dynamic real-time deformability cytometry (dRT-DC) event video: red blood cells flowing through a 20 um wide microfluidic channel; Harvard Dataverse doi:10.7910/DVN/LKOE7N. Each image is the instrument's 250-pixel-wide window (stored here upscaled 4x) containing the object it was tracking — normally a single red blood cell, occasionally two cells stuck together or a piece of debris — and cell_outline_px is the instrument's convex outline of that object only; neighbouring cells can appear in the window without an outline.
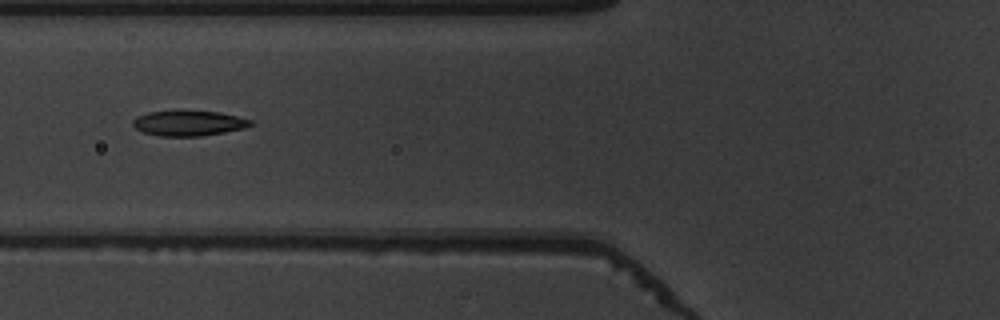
{"species": "common noctule bat (a hibernating species)", "species_latin": "Nyctalus noctula", "temperature_condition": "warm", "stored_images_in_passage": 40, "camera_frame_rate_fps": 3000, "um_per_image_px": 0.085, "animal": {"sex": "male", "body_mass_g": 19.5, "forearm_length_mm": 54.6}, "frame": {"image": 1, "passage_image": 9, "time_ms": 2.667, "image_size_px": [1000, 320], "cell_outline_px": [[252, 124], [244, 128], [224, 132], [200, 136], [160, 136], [144, 132], [136, 128], [132, 124], [132, 120], [136, 116], [148, 112], [220, 112], [252, 120]], "centroid_in_image_um": [16.02, 10.48], "position_along_channel_um": 109.8, "area_um2": 16.88}}
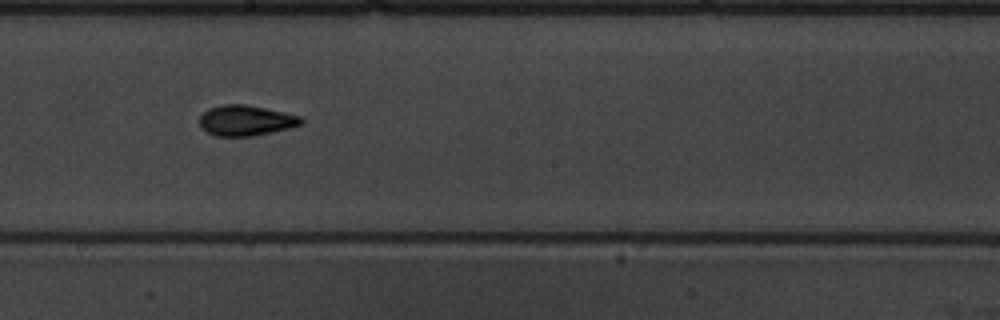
{"frame": {"image": 2, "passage_image": 18, "time_ms": 5.667, "image_size_px": [1000, 320], "cell_outline_px": [[304, 124], [288, 128], [252, 136], [216, 136], [208, 132], [200, 124], [200, 116], [208, 108], [224, 104], [244, 104], [284, 112], [300, 116], [304, 120]], "centroid_in_image_um": [20.91, 10.23], "position_along_channel_um": 227.3, "area_um2": 17.86}}
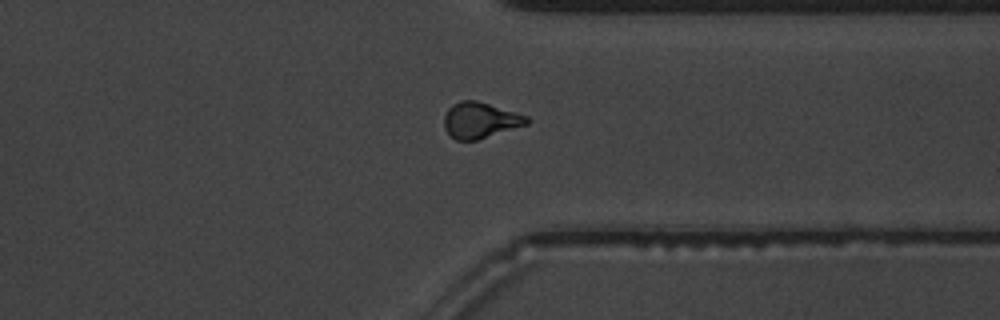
{"frame": {"image": 3, "passage_image": 29, "time_ms": 9.333, "image_size_px": [1000, 320], "cell_outline_px": [[532, 120], [528, 124], [476, 140], [456, 140], [444, 128], [444, 116], [448, 108], [452, 104], [460, 100], [476, 100], [528, 116]], "centroid_in_image_um": [40.82, 10.21], "position_along_channel_um": 370.6, "area_um2": 17.22}, "authors_computed_cell_mechanics": {"area_um2": 17.1088, "velocity_mm_per_s": 3.9241, "shape_relaxation_time_tau1_ms": 2.7655, "shape_relaxation_time_tau2_ms": 2.6992, "deformation_change_tau1": 0.1445, "deformation_change_tau2": 0.0843}}